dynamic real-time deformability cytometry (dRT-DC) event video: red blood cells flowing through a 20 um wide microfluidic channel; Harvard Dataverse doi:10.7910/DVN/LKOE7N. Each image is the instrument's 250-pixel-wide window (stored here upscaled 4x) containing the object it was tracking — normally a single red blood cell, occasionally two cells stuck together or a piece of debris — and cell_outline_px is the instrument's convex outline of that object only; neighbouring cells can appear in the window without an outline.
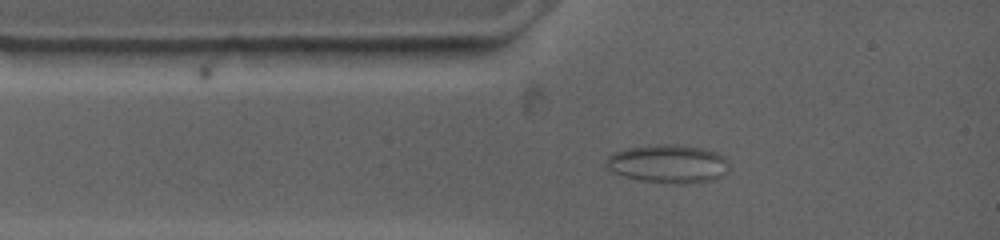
{"species": "common noctule bat (a hibernating species)", "species_latin": "Nyctalus noctula", "temperature_condition": "warm", "stored_images_in_passage": 16, "camera_frame_rate_fps": 4500, "um_per_image_px": 0.085, "animal": {"sex": "female", "body_mass_g": 19.0, "forearm_length_mm": 53.3}, "frame": {"image": 1, "passage_image": 2, "time_ms": 0.889, "image_size_px": [1000, 240], "cell_outline_px": [[724, 160], [720, 176], [712, 180], [692, 184], [664, 184], [640, 180], [616, 172], [608, 164], [608, 160], [616, 152], [628, 148], [648, 144], [680, 144], [704, 148], [716, 152], [724, 156]], "centroid_in_image_um": [56.81, 13.91], "position_along_channel_um": 28.2, "area_um2": 26.82}}
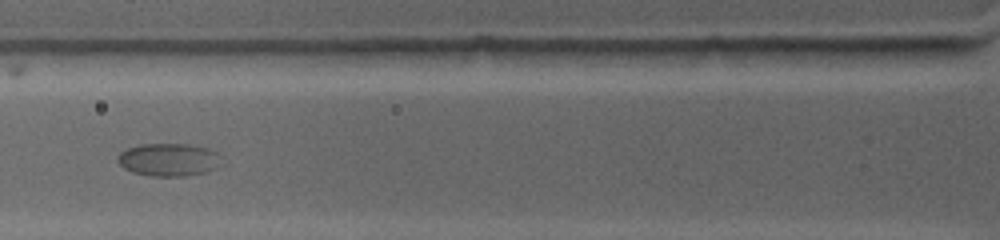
{"frame": {"image": 2, "passage_image": 7, "time_ms": 3.556, "image_size_px": [1000, 240], "cell_outline_px": [[216, 168], [204, 172], [184, 176], [148, 176], [132, 172], [124, 168], [116, 160], [120, 152], [128, 148], [140, 144], [192, 144], [208, 148], [216, 152]], "centroid_in_image_um": [14.25, 13.57], "position_along_channel_um": 111.5, "area_um2": 19.59}}
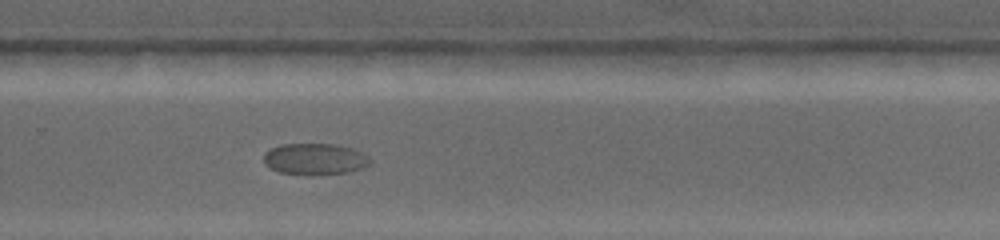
{"frame": {"image": 3, "passage_image": 16, "time_ms": 9.333, "image_size_px": [1000, 240], "cell_outline_px": [[372, 164], [348, 172], [280, 172], [264, 164], [264, 152], [280, 144], [336, 144], [352, 148], [364, 152], [372, 160]], "centroid_in_image_um": [26.81, 13.46], "position_along_channel_um": 303.0, "area_um2": 18.79}}